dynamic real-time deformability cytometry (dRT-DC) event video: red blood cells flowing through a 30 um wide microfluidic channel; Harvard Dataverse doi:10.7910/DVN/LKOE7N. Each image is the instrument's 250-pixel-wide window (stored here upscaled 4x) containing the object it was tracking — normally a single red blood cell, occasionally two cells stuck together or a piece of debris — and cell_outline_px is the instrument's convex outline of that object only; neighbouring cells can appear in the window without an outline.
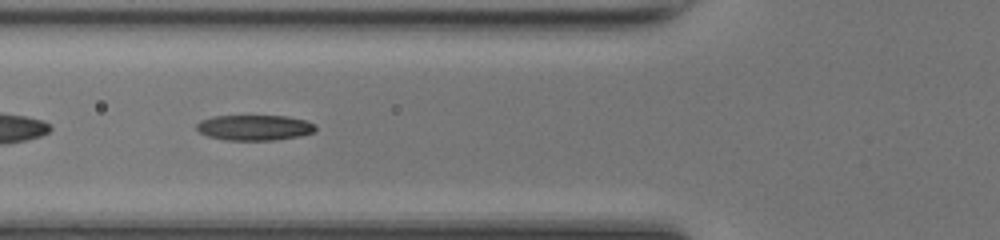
{"species": "common noctule bat (a hibernating species)", "species_latin": "Nyctalus noctula", "temperature_condition": "room temperature", "stored_images_in_passage": 38, "camera_frame_rate_fps": 3000, "um_per_image_px": 0.085, "animal": {"sex": "female", "body_mass_g": 17.0, "forearm_length_mm": 48.0}, "frame": {"image": 1, "passage_image": 8, "time_ms": 2.333, "image_size_px": [1000, 240], "cell_outline_px": [[316, 132], [300, 136], [272, 140], [224, 140], [208, 136], [200, 132], [196, 128], [196, 124], [200, 120], [212, 116], [288, 116], [304, 120], [316, 124]], "centroid_in_image_um": [21.64, 10.84], "position_along_channel_um": 104.2, "area_um2": 17.74}}
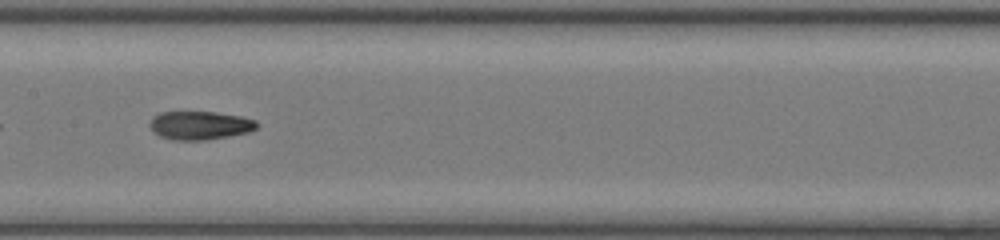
{"frame": {"image": 2, "passage_image": 14, "time_ms": 4.333, "image_size_px": [1000, 240], "cell_outline_px": [[260, 124], [256, 128], [248, 132], [228, 136], [204, 140], [172, 140], [160, 136], [148, 124], [152, 116], [160, 112], [216, 112], [240, 116], [256, 120]], "centroid_in_image_um": [16.99, 10.65], "position_along_channel_um": 190.4, "area_um2": 17.74}}
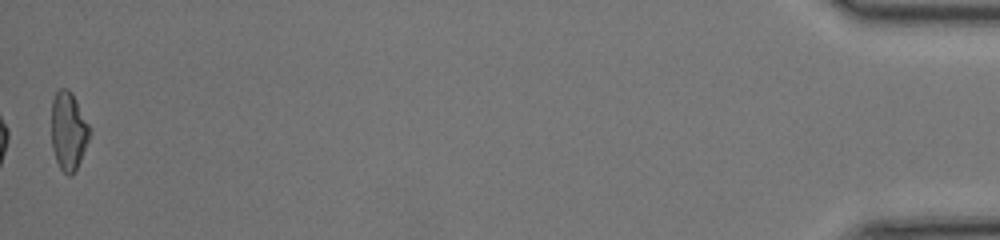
{"frame": {"image": 3, "passage_image": 38, "time_ms": 12.333, "image_size_px": [1000, 240], "cell_outline_px": [[92, 132], [80, 160], [72, 176], [68, 176], [60, 168], [56, 160], [52, 148], [52, 100], [56, 92], [60, 88], [68, 88], [72, 92], [92, 128]], "centroid_in_image_um": [5.84, 11.11], "position_along_channel_um": 429.4, "area_um2": 17.63}, "authors_computed_cell_mechanics": {"area_um2": 17.7446, "velocity_mm_per_s": 4.3012, "shape_relaxation_time_tau1_ms": 4.087, "shape_relaxation_time_tau2_ms": 2.3227, "deformation_change_tau1": 0.1766, "deformation_change_tau2": 0.0838}}